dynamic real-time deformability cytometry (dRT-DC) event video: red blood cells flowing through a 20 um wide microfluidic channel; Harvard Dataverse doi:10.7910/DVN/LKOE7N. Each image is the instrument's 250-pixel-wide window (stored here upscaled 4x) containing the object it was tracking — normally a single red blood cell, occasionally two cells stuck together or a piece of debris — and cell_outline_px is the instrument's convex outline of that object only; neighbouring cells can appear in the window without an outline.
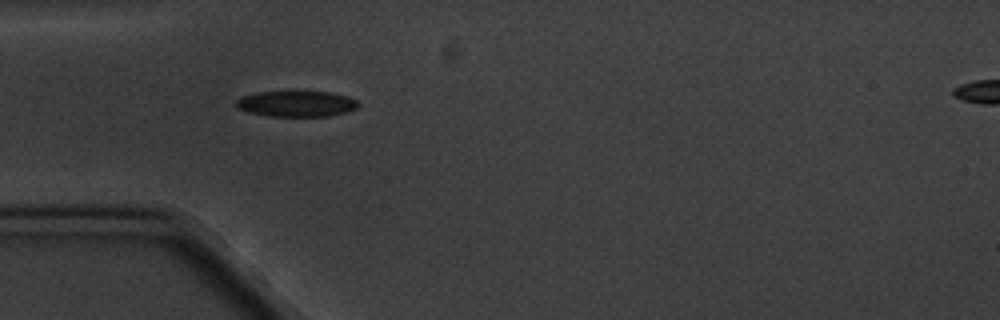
{"species": "common noctule bat (a hibernating species)", "species_latin": "Nyctalus noctula", "temperature_condition": "cold", "stored_images_in_passage": 4, "camera_frame_rate_fps": 3000, "um_per_image_px": 0.085, "animal": {"sex": "male", "body_mass_g": 20.1, "forearm_length_mm": 53.5}, "frame": {"image": 1, "passage_image": 4, "time_ms": 3.667, "image_size_px": [1000, 320], "cell_outline_px": [[360, 104], [356, 108], [344, 112], [328, 116], [268, 116], [248, 112], [236, 108], [236, 100], [240, 96], [260, 92], [328, 92], [348, 96], [356, 100]], "centroid_in_image_um": [25.16, 8.82], "position_along_channel_um": 59.8, "area_um2": 18.26}}